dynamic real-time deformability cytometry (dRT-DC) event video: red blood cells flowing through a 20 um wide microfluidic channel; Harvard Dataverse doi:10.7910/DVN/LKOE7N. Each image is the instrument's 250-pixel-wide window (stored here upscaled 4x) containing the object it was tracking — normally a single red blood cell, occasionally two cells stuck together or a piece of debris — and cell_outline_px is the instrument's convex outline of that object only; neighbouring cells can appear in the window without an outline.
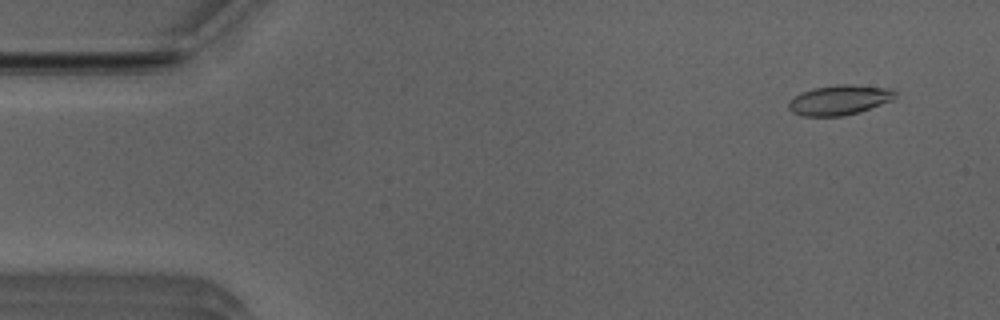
{"species": "Egyptian fruit bat (a non-hibernating species)", "species_latin": "Rousettus aegyptiacus", "temperature_condition": "room temperature", "stored_images_in_passage": 52, "camera_frame_rate_fps": 3000, "um_per_image_px": 0.085, "animal": {"sex": "male"}, "frame": {"image": 1, "passage_image": 4, "time_ms": 1.0, "image_size_px": [1000, 320], "cell_outline_px": [[896, 96], [892, 100], [860, 112], [844, 116], [800, 116], [792, 112], [788, 108], [788, 100], [800, 92], [816, 88], [840, 84], [844, 84], [892, 88], [896, 92]], "centroid_in_image_um": [71.33, 8.51], "position_along_channel_um": 13.7, "area_um2": 18.67}}
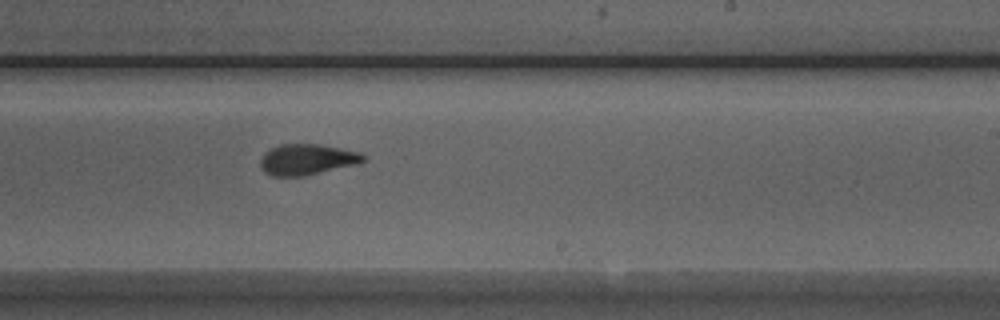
{"frame": {"image": 2, "passage_image": 31, "time_ms": 10.0, "image_size_px": [1000, 320], "cell_outline_px": [[368, 160], [356, 164], [304, 176], [272, 176], [264, 172], [260, 168], [260, 160], [264, 152], [280, 144], [320, 144], [360, 152], [368, 156]], "centroid_in_image_um": [26.11, 13.55], "position_along_channel_um": 262.9, "area_um2": 18.67}}
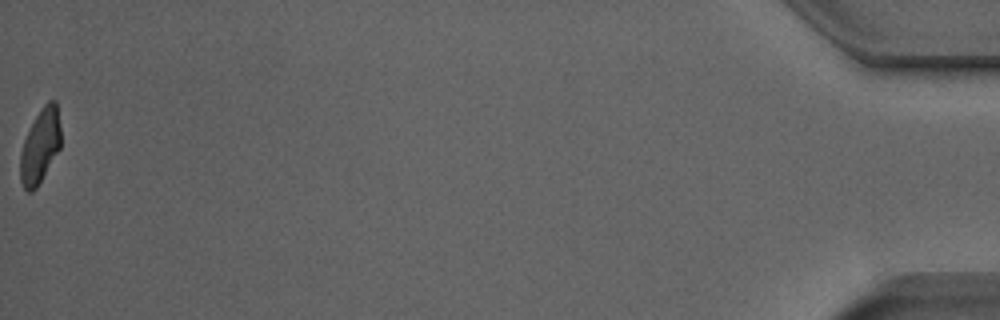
{"frame": {"image": 3, "passage_image": 52, "time_ms": 17.0, "image_size_px": [1000, 320], "cell_outline_px": [[60, 148], [36, 188], [32, 192], [28, 192], [24, 188], [20, 180], [20, 152], [24, 140], [36, 116], [44, 104], [48, 100], [56, 100], [60, 128]], "centroid_in_image_um": [3.41, 12.42], "position_along_channel_um": 431.8, "area_um2": 17.28}, "authors_computed_cell_mechanics": {"area_um2": 18.6116, "velocity_mm_per_s": 3.963, "shape_relaxation_time_tau1_ms": 4.4666, "shape_relaxation_time_tau2_ms": 1.6018, "deformation_change_tau1": 0.1906, "deformation_change_tau2": 0.0892}}